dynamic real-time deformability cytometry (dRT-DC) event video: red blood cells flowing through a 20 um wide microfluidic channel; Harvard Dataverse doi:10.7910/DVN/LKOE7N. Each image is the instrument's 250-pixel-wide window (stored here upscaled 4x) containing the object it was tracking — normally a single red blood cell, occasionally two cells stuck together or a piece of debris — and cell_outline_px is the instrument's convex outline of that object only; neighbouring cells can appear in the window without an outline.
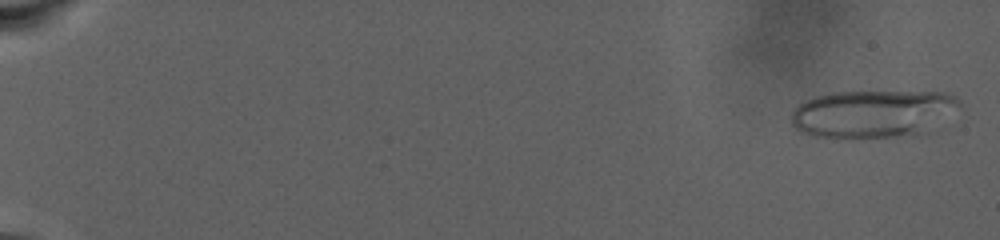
{"species": "human", "species_latin": "Homo sapiens", "temperature_condition": "warm", "stored_images_in_passage": 90, "camera_frame_rate_fps": 3000, "um_per_image_px": 0.085, "donor": {"sex": "male"}, "frame": {"image": 1, "passage_image": 3, "time_ms": 0.667, "image_size_px": [1000, 240], "cell_outline_px": [[960, 104], [924, 132], [916, 136], [864, 140], [836, 140], [816, 136], [800, 132], [792, 124], [792, 112], [800, 104], [816, 96], [832, 92], [944, 92], [956, 96], [960, 100]], "centroid_in_image_um": [74.12, 9.72], "position_along_channel_um": 10.9, "area_um2": 47.34}}
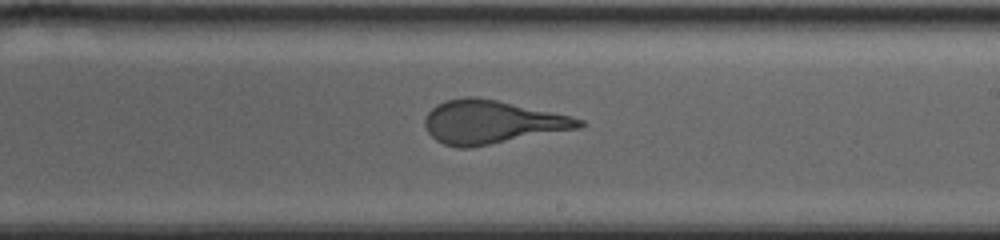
{"frame": {"image": 2, "passage_image": 58, "time_ms": 19.0, "image_size_px": [1000, 240], "cell_outline_px": [[584, 124], [580, 128], [468, 148], [456, 148], [444, 144], [436, 140], [428, 132], [424, 124], [424, 120], [428, 112], [436, 104], [444, 100], [464, 96], [476, 96], [496, 100], [572, 116], [584, 120]], "centroid_in_image_um": [41.76, 10.37], "position_along_channel_um": 247.2, "area_um2": 38.9}}
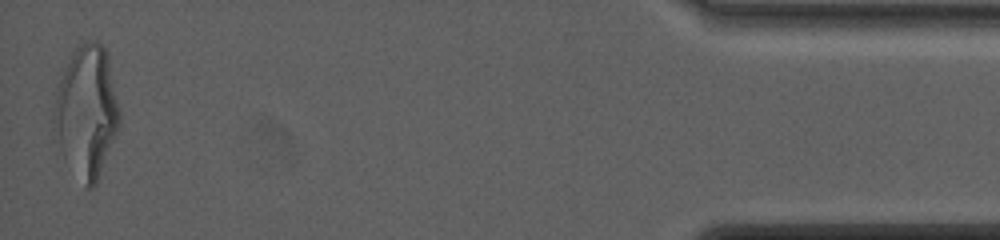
{"frame": {"image": 3, "passage_image": 89, "time_ms": 29.333, "image_size_px": [1000, 240], "cell_outline_px": [[120, 124], [96, 184], [92, 188], [88, 188], [52, 140], [56, 92], [68, 56], [76, 44], [88, 40], [96, 40], [104, 48], [108, 56], [120, 112]], "centroid_in_image_um": [7.34, 9.42], "position_along_channel_um": 427.9, "area_um2": 50.23}, "authors_computed_cell_mechanics": {"area_um2": 42.5986, "velocity_mm_per_s": 2.4383, "shape_relaxation_time_tau1_ms": null, "shape_relaxation_time_tau2_ms": 1.3115, "deformation_change_tau1": null, "deformation_change_tau2": 0.1124}}